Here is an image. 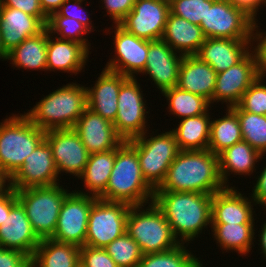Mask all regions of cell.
<instances>
[{
  "label": "cell",
  "instance_id": "obj_1",
  "mask_svg": "<svg viewBox=\"0 0 266 267\" xmlns=\"http://www.w3.org/2000/svg\"><path fill=\"white\" fill-rule=\"evenodd\" d=\"M212 197L197 192L155 191L153 202L179 243L189 245L211 227Z\"/></svg>",
  "mask_w": 266,
  "mask_h": 267
},
{
  "label": "cell",
  "instance_id": "obj_2",
  "mask_svg": "<svg viewBox=\"0 0 266 267\" xmlns=\"http://www.w3.org/2000/svg\"><path fill=\"white\" fill-rule=\"evenodd\" d=\"M225 188L219 173L218 155L210 150H180L166 178L155 191L211 194Z\"/></svg>",
  "mask_w": 266,
  "mask_h": 267
},
{
  "label": "cell",
  "instance_id": "obj_3",
  "mask_svg": "<svg viewBox=\"0 0 266 267\" xmlns=\"http://www.w3.org/2000/svg\"><path fill=\"white\" fill-rule=\"evenodd\" d=\"M86 84L69 82L57 87L36 102L23 114L37 127L51 129H73L79 117L87 108Z\"/></svg>",
  "mask_w": 266,
  "mask_h": 267
},
{
  "label": "cell",
  "instance_id": "obj_4",
  "mask_svg": "<svg viewBox=\"0 0 266 267\" xmlns=\"http://www.w3.org/2000/svg\"><path fill=\"white\" fill-rule=\"evenodd\" d=\"M155 190L141 172L136 149L123 141L115 152V163L105 192L99 199L124 202L131 206L153 202Z\"/></svg>",
  "mask_w": 266,
  "mask_h": 267
},
{
  "label": "cell",
  "instance_id": "obj_5",
  "mask_svg": "<svg viewBox=\"0 0 266 267\" xmlns=\"http://www.w3.org/2000/svg\"><path fill=\"white\" fill-rule=\"evenodd\" d=\"M24 114L11 113L0 122V169L11 177L45 137Z\"/></svg>",
  "mask_w": 266,
  "mask_h": 267
},
{
  "label": "cell",
  "instance_id": "obj_6",
  "mask_svg": "<svg viewBox=\"0 0 266 267\" xmlns=\"http://www.w3.org/2000/svg\"><path fill=\"white\" fill-rule=\"evenodd\" d=\"M126 233L137 242L143 255L164 252L180 244L154 202L130 207Z\"/></svg>",
  "mask_w": 266,
  "mask_h": 267
},
{
  "label": "cell",
  "instance_id": "obj_7",
  "mask_svg": "<svg viewBox=\"0 0 266 267\" xmlns=\"http://www.w3.org/2000/svg\"><path fill=\"white\" fill-rule=\"evenodd\" d=\"M154 130H147L143 135L128 142L137 151L144 179L155 190L164 182L168 169L180 149L171 129L165 132L160 130V133L157 132L158 129L155 130L156 133Z\"/></svg>",
  "mask_w": 266,
  "mask_h": 267
},
{
  "label": "cell",
  "instance_id": "obj_8",
  "mask_svg": "<svg viewBox=\"0 0 266 267\" xmlns=\"http://www.w3.org/2000/svg\"><path fill=\"white\" fill-rule=\"evenodd\" d=\"M61 185V186H60ZM62 184L16 190L32 229L40 240L50 239L56 229L61 205L71 192Z\"/></svg>",
  "mask_w": 266,
  "mask_h": 267
},
{
  "label": "cell",
  "instance_id": "obj_9",
  "mask_svg": "<svg viewBox=\"0 0 266 267\" xmlns=\"http://www.w3.org/2000/svg\"><path fill=\"white\" fill-rule=\"evenodd\" d=\"M137 79L128 77L122 83L118 94V112L113 125L124 141L139 137L150 130L148 121L151 109H148L142 86L138 82L140 80Z\"/></svg>",
  "mask_w": 266,
  "mask_h": 267
},
{
  "label": "cell",
  "instance_id": "obj_10",
  "mask_svg": "<svg viewBox=\"0 0 266 267\" xmlns=\"http://www.w3.org/2000/svg\"><path fill=\"white\" fill-rule=\"evenodd\" d=\"M255 22L227 0H207V14L200 27L205 38L251 40Z\"/></svg>",
  "mask_w": 266,
  "mask_h": 267
},
{
  "label": "cell",
  "instance_id": "obj_11",
  "mask_svg": "<svg viewBox=\"0 0 266 267\" xmlns=\"http://www.w3.org/2000/svg\"><path fill=\"white\" fill-rule=\"evenodd\" d=\"M131 205L97 198L89 213L85 245L104 248L126 233Z\"/></svg>",
  "mask_w": 266,
  "mask_h": 267
},
{
  "label": "cell",
  "instance_id": "obj_12",
  "mask_svg": "<svg viewBox=\"0 0 266 267\" xmlns=\"http://www.w3.org/2000/svg\"><path fill=\"white\" fill-rule=\"evenodd\" d=\"M106 29L102 31L105 35L112 34L114 54L104 68L126 77L137 78L138 74L141 77L147 62L149 41L127 32L119 24H112L111 28Z\"/></svg>",
  "mask_w": 266,
  "mask_h": 267
},
{
  "label": "cell",
  "instance_id": "obj_13",
  "mask_svg": "<svg viewBox=\"0 0 266 267\" xmlns=\"http://www.w3.org/2000/svg\"><path fill=\"white\" fill-rule=\"evenodd\" d=\"M96 199L72 190L61 205L56 229L50 239L78 247L84 246L89 213Z\"/></svg>",
  "mask_w": 266,
  "mask_h": 267
},
{
  "label": "cell",
  "instance_id": "obj_14",
  "mask_svg": "<svg viewBox=\"0 0 266 267\" xmlns=\"http://www.w3.org/2000/svg\"><path fill=\"white\" fill-rule=\"evenodd\" d=\"M44 139L52 149L60 179L62 173L78 179L86 167L90 153L74 129L47 130Z\"/></svg>",
  "mask_w": 266,
  "mask_h": 267
},
{
  "label": "cell",
  "instance_id": "obj_15",
  "mask_svg": "<svg viewBox=\"0 0 266 267\" xmlns=\"http://www.w3.org/2000/svg\"><path fill=\"white\" fill-rule=\"evenodd\" d=\"M60 176L55 166L52 149L43 139L24 164L10 177L11 188L21 190L29 187L53 186L59 184Z\"/></svg>",
  "mask_w": 266,
  "mask_h": 267
},
{
  "label": "cell",
  "instance_id": "obj_16",
  "mask_svg": "<svg viewBox=\"0 0 266 267\" xmlns=\"http://www.w3.org/2000/svg\"><path fill=\"white\" fill-rule=\"evenodd\" d=\"M170 5L159 0H137L119 23L127 32L148 41L162 38Z\"/></svg>",
  "mask_w": 266,
  "mask_h": 267
},
{
  "label": "cell",
  "instance_id": "obj_17",
  "mask_svg": "<svg viewBox=\"0 0 266 267\" xmlns=\"http://www.w3.org/2000/svg\"><path fill=\"white\" fill-rule=\"evenodd\" d=\"M257 78L255 56L250 51L239 63L217 73L213 105H217L219 102L226 107L238 105L243 93Z\"/></svg>",
  "mask_w": 266,
  "mask_h": 267
},
{
  "label": "cell",
  "instance_id": "obj_18",
  "mask_svg": "<svg viewBox=\"0 0 266 267\" xmlns=\"http://www.w3.org/2000/svg\"><path fill=\"white\" fill-rule=\"evenodd\" d=\"M183 55L173 50L164 40L149 41V51L145 68L141 75L148 76L161 93L177 86L179 68Z\"/></svg>",
  "mask_w": 266,
  "mask_h": 267
},
{
  "label": "cell",
  "instance_id": "obj_19",
  "mask_svg": "<svg viewBox=\"0 0 266 267\" xmlns=\"http://www.w3.org/2000/svg\"><path fill=\"white\" fill-rule=\"evenodd\" d=\"M239 190L225 187L213 194L211 224H255L257 206L250 195Z\"/></svg>",
  "mask_w": 266,
  "mask_h": 267
},
{
  "label": "cell",
  "instance_id": "obj_20",
  "mask_svg": "<svg viewBox=\"0 0 266 267\" xmlns=\"http://www.w3.org/2000/svg\"><path fill=\"white\" fill-rule=\"evenodd\" d=\"M73 129L90 154L113 150L124 141L117 134L113 123L88 107L79 117Z\"/></svg>",
  "mask_w": 266,
  "mask_h": 267
},
{
  "label": "cell",
  "instance_id": "obj_21",
  "mask_svg": "<svg viewBox=\"0 0 266 267\" xmlns=\"http://www.w3.org/2000/svg\"><path fill=\"white\" fill-rule=\"evenodd\" d=\"M40 241L32 229L24 207L18 201L9 214H6V219L0 226V246L22 251L31 258Z\"/></svg>",
  "mask_w": 266,
  "mask_h": 267
},
{
  "label": "cell",
  "instance_id": "obj_22",
  "mask_svg": "<svg viewBox=\"0 0 266 267\" xmlns=\"http://www.w3.org/2000/svg\"><path fill=\"white\" fill-rule=\"evenodd\" d=\"M125 75L102 68L98 78L87 89V107L114 123L118 112V94Z\"/></svg>",
  "mask_w": 266,
  "mask_h": 267
},
{
  "label": "cell",
  "instance_id": "obj_23",
  "mask_svg": "<svg viewBox=\"0 0 266 267\" xmlns=\"http://www.w3.org/2000/svg\"><path fill=\"white\" fill-rule=\"evenodd\" d=\"M90 52L83 44L72 40H61L48 31L47 72L69 73L77 76L83 73ZM50 71V72H49Z\"/></svg>",
  "mask_w": 266,
  "mask_h": 267
},
{
  "label": "cell",
  "instance_id": "obj_24",
  "mask_svg": "<svg viewBox=\"0 0 266 267\" xmlns=\"http://www.w3.org/2000/svg\"><path fill=\"white\" fill-rule=\"evenodd\" d=\"M45 28L46 25L39 18L0 4V38L7 53Z\"/></svg>",
  "mask_w": 266,
  "mask_h": 267
},
{
  "label": "cell",
  "instance_id": "obj_25",
  "mask_svg": "<svg viewBox=\"0 0 266 267\" xmlns=\"http://www.w3.org/2000/svg\"><path fill=\"white\" fill-rule=\"evenodd\" d=\"M251 51V40L206 38L196 54L217 73L239 63Z\"/></svg>",
  "mask_w": 266,
  "mask_h": 267
},
{
  "label": "cell",
  "instance_id": "obj_26",
  "mask_svg": "<svg viewBox=\"0 0 266 267\" xmlns=\"http://www.w3.org/2000/svg\"><path fill=\"white\" fill-rule=\"evenodd\" d=\"M265 156V153L260 154L244 140L224 149L218 154L219 173L224 186L235 187L233 182L229 181L230 175H234L233 177L238 175L239 178L243 175L253 176V173L257 171L259 161L266 159Z\"/></svg>",
  "mask_w": 266,
  "mask_h": 267
},
{
  "label": "cell",
  "instance_id": "obj_27",
  "mask_svg": "<svg viewBox=\"0 0 266 267\" xmlns=\"http://www.w3.org/2000/svg\"><path fill=\"white\" fill-rule=\"evenodd\" d=\"M217 72L196 55L183 56L177 87L198 94L210 101L213 106Z\"/></svg>",
  "mask_w": 266,
  "mask_h": 267
},
{
  "label": "cell",
  "instance_id": "obj_28",
  "mask_svg": "<svg viewBox=\"0 0 266 267\" xmlns=\"http://www.w3.org/2000/svg\"><path fill=\"white\" fill-rule=\"evenodd\" d=\"M183 56L196 55L205 41L200 25L169 13L161 38Z\"/></svg>",
  "mask_w": 266,
  "mask_h": 267
},
{
  "label": "cell",
  "instance_id": "obj_29",
  "mask_svg": "<svg viewBox=\"0 0 266 267\" xmlns=\"http://www.w3.org/2000/svg\"><path fill=\"white\" fill-rule=\"evenodd\" d=\"M255 224H211L213 240L222 253L236 252L239 256H248L255 246ZM224 251V252H223ZM226 251V252H225ZM231 251V252H230Z\"/></svg>",
  "mask_w": 266,
  "mask_h": 267
},
{
  "label": "cell",
  "instance_id": "obj_30",
  "mask_svg": "<svg viewBox=\"0 0 266 267\" xmlns=\"http://www.w3.org/2000/svg\"><path fill=\"white\" fill-rule=\"evenodd\" d=\"M115 152L116 148L90 154L83 173L78 177L86 190L77 188L74 191L99 198L106 190L115 163Z\"/></svg>",
  "mask_w": 266,
  "mask_h": 267
},
{
  "label": "cell",
  "instance_id": "obj_31",
  "mask_svg": "<svg viewBox=\"0 0 266 267\" xmlns=\"http://www.w3.org/2000/svg\"><path fill=\"white\" fill-rule=\"evenodd\" d=\"M47 44L48 30L45 28L38 35L32 36L21 42L8 52L6 61L13 69L20 68L27 71H47Z\"/></svg>",
  "mask_w": 266,
  "mask_h": 267
},
{
  "label": "cell",
  "instance_id": "obj_32",
  "mask_svg": "<svg viewBox=\"0 0 266 267\" xmlns=\"http://www.w3.org/2000/svg\"><path fill=\"white\" fill-rule=\"evenodd\" d=\"M209 110L205 114L183 118L172 128L180 150H206L209 145L212 116Z\"/></svg>",
  "mask_w": 266,
  "mask_h": 267
},
{
  "label": "cell",
  "instance_id": "obj_33",
  "mask_svg": "<svg viewBox=\"0 0 266 267\" xmlns=\"http://www.w3.org/2000/svg\"><path fill=\"white\" fill-rule=\"evenodd\" d=\"M30 264L31 267H80V247L42 239Z\"/></svg>",
  "mask_w": 266,
  "mask_h": 267
},
{
  "label": "cell",
  "instance_id": "obj_34",
  "mask_svg": "<svg viewBox=\"0 0 266 267\" xmlns=\"http://www.w3.org/2000/svg\"><path fill=\"white\" fill-rule=\"evenodd\" d=\"M223 117L211 119L208 150L218 155L224 149L243 140L239 118L231 107H224Z\"/></svg>",
  "mask_w": 266,
  "mask_h": 267
},
{
  "label": "cell",
  "instance_id": "obj_35",
  "mask_svg": "<svg viewBox=\"0 0 266 267\" xmlns=\"http://www.w3.org/2000/svg\"><path fill=\"white\" fill-rule=\"evenodd\" d=\"M159 94H162L166 99L165 105H168L166 108L168 114L175 116L178 120L198 116L213 110L209 100L177 86L166 89L162 93L159 92Z\"/></svg>",
  "mask_w": 266,
  "mask_h": 267
},
{
  "label": "cell",
  "instance_id": "obj_36",
  "mask_svg": "<svg viewBox=\"0 0 266 267\" xmlns=\"http://www.w3.org/2000/svg\"><path fill=\"white\" fill-rule=\"evenodd\" d=\"M190 249L188 244L180 243L164 252L144 254L137 267H198L202 259Z\"/></svg>",
  "mask_w": 266,
  "mask_h": 267
},
{
  "label": "cell",
  "instance_id": "obj_37",
  "mask_svg": "<svg viewBox=\"0 0 266 267\" xmlns=\"http://www.w3.org/2000/svg\"><path fill=\"white\" fill-rule=\"evenodd\" d=\"M231 108L239 118L243 140L260 154L266 153V115L243 111L238 105Z\"/></svg>",
  "mask_w": 266,
  "mask_h": 267
},
{
  "label": "cell",
  "instance_id": "obj_38",
  "mask_svg": "<svg viewBox=\"0 0 266 267\" xmlns=\"http://www.w3.org/2000/svg\"><path fill=\"white\" fill-rule=\"evenodd\" d=\"M46 28L58 39L76 41L91 50V43L88 41L91 32L76 19L60 16L54 12L48 17Z\"/></svg>",
  "mask_w": 266,
  "mask_h": 267
},
{
  "label": "cell",
  "instance_id": "obj_39",
  "mask_svg": "<svg viewBox=\"0 0 266 267\" xmlns=\"http://www.w3.org/2000/svg\"><path fill=\"white\" fill-rule=\"evenodd\" d=\"M104 249L118 267H137L143 255L137 242L127 233L113 240Z\"/></svg>",
  "mask_w": 266,
  "mask_h": 267
},
{
  "label": "cell",
  "instance_id": "obj_40",
  "mask_svg": "<svg viewBox=\"0 0 266 267\" xmlns=\"http://www.w3.org/2000/svg\"><path fill=\"white\" fill-rule=\"evenodd\" d=\"M264 80V81H263ZM266 79L257 78L243 93L238 106L246 112L266 115ZM265 83V84H264Z\"/></svg>",
  "mask_w": 266,
  "mask_h": 267
},
{
  "label": "cell",
  "instance_id": "obj_41",
  "mask_svg": "<svg viewBox=\"0 0 266 267\" xmlns=\"http://www.w3.org/2000/svg\"><path fill=\"white\" fill-rule=\"evenodd\" d=\"M170 13L200 25L207 14V0H175L170 4Z\"/></svg>",
  "mask_w": 266,
  "mask_h": 267
},
{
  "label": "cell",
  "instance_id": "obj_42",
  "mask_svg": "<svg viewBox=\"0 0 266 267\" xmlns=\"http://www.w3.org/2000/svg\"><path fill=\"white\" fill-rule=\"evenodd\" d=\"M261 23L255 22L251 36V51L256 60V72L259 78H266V31L260 29Z\"/></svg>",
  "mask_w": 266,
  "mask_h": 267
},
{
  "label": "cell",
  "instance_id": "obj_43",
  "mask_svg": "<svg viewBox=\"0 0 266 267\" xmlns=\"http://www.w3.org/2000/svg\"><path fill=\"white\" fill-rule=\"evenodd\" d=\"M85 1V2H84ZM84 2V3H83ZM87 0H65V2L56 11L60 16H65L68 18H73L82 23L90 32H94L96 26L92 20L93 13L87 12L85 8L87 5ZM83 4L85 7L83 8ZM94 24V25H93Z\"/></svg>",
  "mask_w": 266,
  "mask_h": 267
},
{
  "label": "cell",
  "instance_id": "obj_44",
  "mask_svg": "<svg viewBox=\"0 0 266 267\" xmlns=\"http://www.w3.org/2000/svg\"><path fill=\"white\" fill-rule=\"evenodd\" d=\"M80 267H118L104 248L80 247Z\"/></svg>",
  "mask_w": 266,
  "mask_h": 267
},
{
  "label": "cell",
  "instance_id": "obj_45",
  "mask_svg": "<svg viewBox=\"0 0 266 267\" xmlns=\"http://www.w3.org/2000/svg\"><path fill=\"white\" fill-rule=\"evenodd\" d=\"M101 7L105 9L106 14L113 24H119L126 15L132 10L137 0H101ZM104 6V7H103Z\"/></svg>",
  "mask_w": 266,
  "mask_h": 267
},
{
  "label": "cell",
  "instance_id": "obj_46",
  "mask_svg": "<svg viewBox=\"0 0 266 267\" xmlns=\"http://www.w3.org/2000/svg\"><path fill=\"white\" fill-rule=\"evenodd\" d=\"M0 4L3 7L18 9L35 16L47 25L48 16L43 12L39 0H0Z\"/></svg>",
  "mask_w": 266,
  "mask_h": 267
},
{
  "label": "cell",
  "instance_id": "obj_47",
  "mask_svg": "<svg viewBox=\"0 0 266 267\" xmlns=\"http://www.w3.org/2000/svg\"><path fill=\"white\" fill-rule=\"evenodd\" d=\"M0 267H31L30 257L22 251L0 246Z\"/></svg>",
  "mask_w": 266,
  "mask_h": 267
},
{
  "label": "cell",
  "instance_id": "obj_48",
  "mask_svg": "<svg viewBox=\"0 0 266 267\" xmlns=\"http://www.w3.org/2000/svg\"><path fill=\"white\" fill-rule=\"evenodd\" d=\"M266 154V153H265ZM265 165V166H264ZM262 165L263 167L260 169L259 176L255 177V183H253L254 187H252V193L250 197L253 199L255 204L262 207L263 210H266V163Z\"/></svg>",
  "mask_w": 266,
  "mask_h": 267
},
{
  "label": "cell",
  "instance_id": "obj_49",
  "mask_svg": "<svg viewBox=\"0 0 266 267\" xmlns=\"http://www.w3.org/2000/svg\"><path fill=\"white\" fill-rule=\"evenodd\" d=\"M233 6L244 10L250 17H252L256 22H258V12L266 7V0H227Z\"/></svg>",
  "mask_w": 266,
  "mask_h": 267
},
{
  "label": "cell",
  "instance_id": "obj_50",
  "mask_svg": "<svg viewBox=\"0 0 266 267\" xmlns=\"http://www.w3.org/2000/svg\"><path fill=\"white\" fill-rule=\"evenodd\" d=\"M18 202L16 190L11 188L8 192L0 196V226L6 219L11 208Z\"/></svg>",
  "mask_w": 266,
  "mask_h": 267
},
{
  "label": "cell",
  "instance_id": "obj_51",
  "mask_svg": "<svg viewBox=\"0 0 266 267\" xmlns=\"http://www.w3.org/2000/svg\"><path fill=\"white\" fill-rule=\"evenodd\" d=\"M43 12L49 17L56 12L65 0H39Z\"/></svg>",
  "mask_w": 266,
  "mask_h": 267
},
{
  "label": "cell",
  "instance_id": "obj_52",
  "mask_svg": "<svg viewBox=\"0 0 266 267\" xmlns=\"http://www.w3.org/2000/svg\"><path fill=\"white\" fill-rule=\"evenodd\" d=\"M264 211H266V210H264ZM260 227L261 228H259V231H258V233H260V234L255 235V239L257 236L259 237V238H257V239H259V240H257V241H259L258 246L260 245L258 251L261 250V252H259V253H261L263 255L264 259H266V219L263 222V224H261Z\"/></svg>",
  "mask_w": 266,
  "mask_h": 267
},
{
  "label": "cell",
  "instance_id": "obj_53",
  "mask_svg": "<svg viewBox=\"0 0 266 267\" xmlns=\"http://www.w3.org/2000/svg\"><path fill=\"white\" fill-rule=\"evenodd\" d=\"M10 189V177L2 169H0V195L5 194Z\"/></svg>",
  "mask_w": 266,
  "mask_h": 267
},
{
  "label": "cell",
  "instance_id": "obj_54",
  "mask_svg": "<svg viewBox=\"0 0 266 267\" xmlns=\"http://www.w3.org/2000/svg\"><path fill=\"white\" fill-rule=\"evenodd\" d=\"M7 57H8V53L3 48L2 43H1V38H0V60L6 61Z\"/></svg>",
  "mask_w": 266,
  "mask_h": 267
},
{
  "label": "cell",
  "instance_id": "obj_55",
  "mask_svg": "<svg viewBox=\"0 0 266 267\" xmlns=\"http://www.w3.org/2000/svg\"><path fill=\"white\" fill-rule=\"evenodd\" d=\"M159 1H163V2H166V3H168L169 5L173 2V1H175V0H159Z\"/></svg>",
  "mask_w": 266,
  "mask_h": 267
},
{
  "label": "cell",
  "instance_id": "obj_56",
  "mask_svg": "<svg viewBox=\"0 0 266 267\" xmlns=\"http://www.w3.org/2000/svg\"><path fill=\"white\" fill-rule=\"evenodd\" d=\"M198 267H206L204 266L203 262Z\"/></svg>",
  "mask_w": 266,
  "mask_h": 267
}]
</instances>
